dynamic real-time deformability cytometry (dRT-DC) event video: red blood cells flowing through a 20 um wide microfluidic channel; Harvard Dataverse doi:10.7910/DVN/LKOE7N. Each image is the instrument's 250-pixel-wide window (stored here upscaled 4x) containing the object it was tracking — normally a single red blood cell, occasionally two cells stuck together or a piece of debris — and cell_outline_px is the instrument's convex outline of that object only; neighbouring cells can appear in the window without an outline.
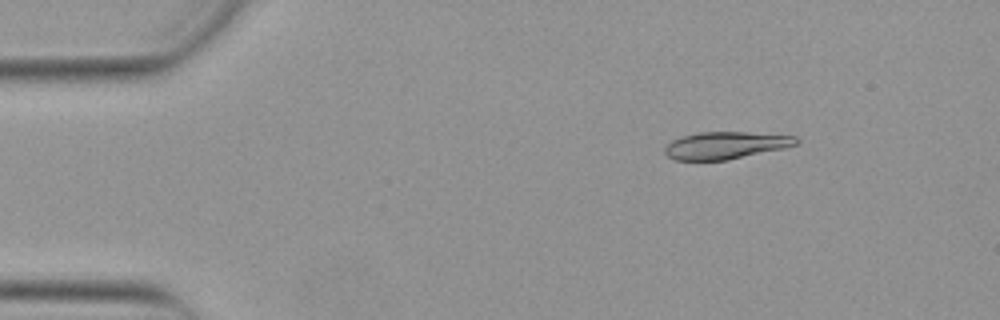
{"species": "Egyptian fruit bat (a non-hibernating species)", "species_latin": "Rousettus aegyptiacus", "temperature_condition": "warm", "stored_images_in_passage": 15, "camera_frame_rate_fps": 3000, "um_per_image_px": 0.085, "animal": {"sex": "female"}, "frame": {"image": 1, "passage_image": 7, "time_ms": 2.0, "image_size_px": [1000, 320], "cell_outline_px": [[800, 140], [796, 144], [784, 148], [728, 160], [676, 160], [668, 156], [664, 152], [664, 148], [672, 140], [680, 136], [700, 132], [744, 132], [796, 136]], "centroid_in_image_um": [61.66, 12.35], "position_along_channel_um": 23.3, "area_um2": 20.81}}